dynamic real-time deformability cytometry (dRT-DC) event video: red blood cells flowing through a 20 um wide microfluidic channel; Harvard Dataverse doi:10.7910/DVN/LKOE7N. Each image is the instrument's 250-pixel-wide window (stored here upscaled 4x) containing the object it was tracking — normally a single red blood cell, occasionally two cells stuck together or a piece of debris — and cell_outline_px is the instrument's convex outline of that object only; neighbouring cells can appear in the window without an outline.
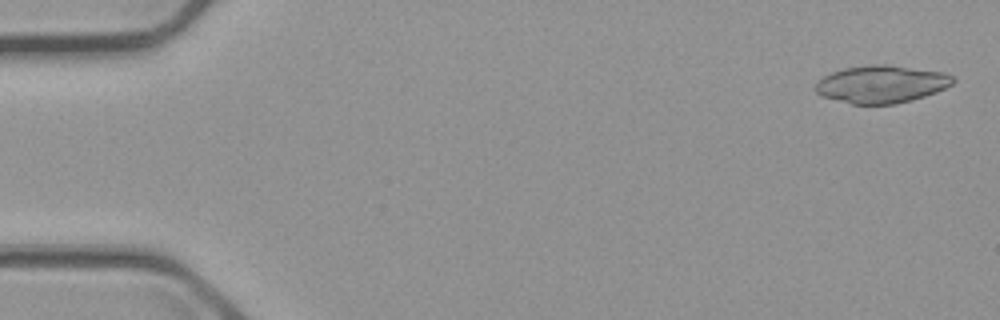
{"species": "common noctule bat (a hibernating species)", "species_latin": "Nyctalus noctula", "temperature_condition": "cold", "stored_images_in_passage": 4, "camera_frame_rate_fps": 3000, "um_per_image_px": 0.085, "animal": {"sex": "male", "body_mass_g": 23.1, "forearm_length_mm": 52.7}, "frame": {"image": 1, "passage_image": 1, "time_ms": 0.0, "image_size_px": [1000, 320], "cell_outline_px": [[956, 80], [952, 84], [936, 92], [912, 100], [896, 104], [852, 104], [820, 96], [816, 92], [816, 84], [824, 76], [832, 72], [844, 68], [872, 64], [884, 64], [944, 72], [952, 76]], "centroid_in_image_um": [74.92, 7.16], "position_along_channel_um": 10.1, "area_um2": 30.0}}